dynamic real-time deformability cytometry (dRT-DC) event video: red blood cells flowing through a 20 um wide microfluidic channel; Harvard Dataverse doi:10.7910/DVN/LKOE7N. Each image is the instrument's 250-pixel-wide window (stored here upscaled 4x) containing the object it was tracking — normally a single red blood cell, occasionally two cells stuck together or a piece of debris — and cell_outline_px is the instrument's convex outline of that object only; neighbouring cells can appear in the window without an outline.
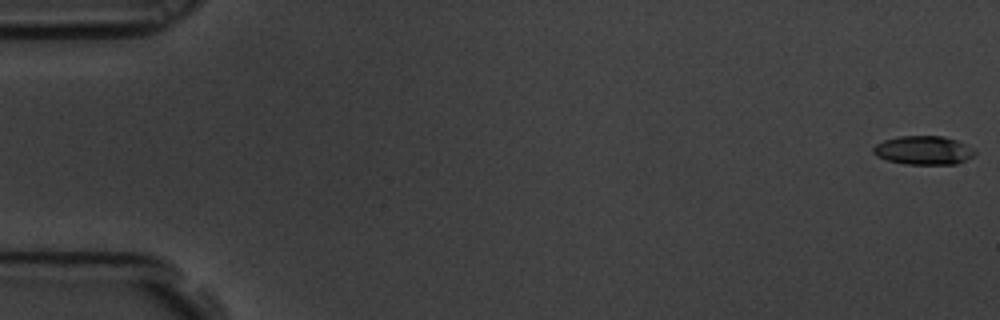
{"species": "common noctule bat (a hibernating species)", "species_latin": "Nyctalus noctula", "temperature_condition": "room temperature", "stored_images_in_passage": 5, "camera_frame_rate_fps": 3000, "um_per_image_px": 0.085, "animal": {"sex": "male", "body_mass_g": 19.5, "forearm_length_mm": 54.6}, "frame": {"image": 1, "passage_image": 1, "time_ms": 0.0, "image_size_px": [1000, 320], "cell_outline_px": [[976, 152], [972, 156], [956, 164], [904, 164], [888, 160], [876, 156], [872, 152], [872, 148], [876, 144], [884, 140], [900, 136], [944, 136], [956, 140], [972, 148]], "centroid_in_image_um": [78.46, 12.77], "position_along_channel_um": 6.5, "area_um2": 16.88}}
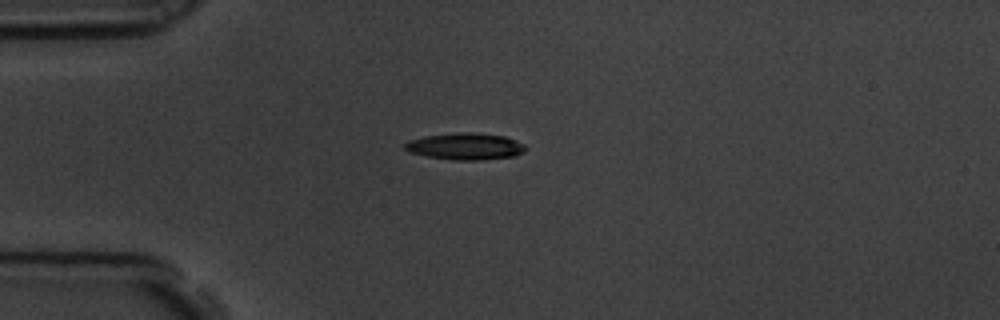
{"frame": {"image": 2, "passage_image": 5, "time_ms": 1.333, "image_size_px": [1000, 320], "cell_outline_px": [[528, 148], [524, 152], [516, 156], [480, 160], [452, 160], [428, 156], [408, 152], [404, 148], [404, 144], [408, 140], [424, 136], [460, 132], [468, 132], [504, 136], [524, 144]], "centroid_in_image_um": [39.55, 12.45], "position_along_channel_um": 45.4, "area_um2": 18.84}}